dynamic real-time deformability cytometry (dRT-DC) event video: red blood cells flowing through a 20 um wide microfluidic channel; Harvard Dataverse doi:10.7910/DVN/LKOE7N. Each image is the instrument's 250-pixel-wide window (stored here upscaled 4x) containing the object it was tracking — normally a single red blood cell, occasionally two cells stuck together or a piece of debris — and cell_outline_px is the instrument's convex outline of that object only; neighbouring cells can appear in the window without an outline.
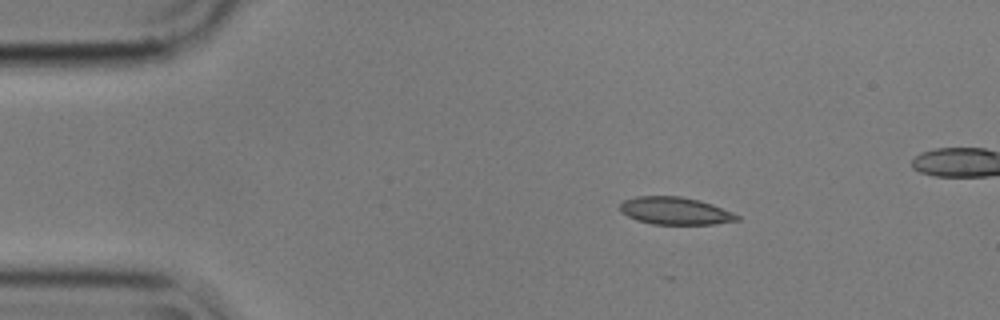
{"species": "common noctule bat (a hibernating species)", "species_latin": "Nyctalus noctula", "temperature_condition": "cold", "stored_images_in_passage": 4, "camera_frame_rate_fps": 3000, "um_per_image_px": 0.085, "animal": {"sex": "male", "body_mass_g": 17.9}, "frame": {"image": 1, "passage_image": 1, "time_ms": 0.0, "image_size_px": [1000, 320], "cell_outline_px": [[740, 220], [716, 224], [652, 224], [636, 220], [620, 212], [620, 204], [624, 200], [636, 196], [680, 196], [700, 200], [712, 204], [732, 212], [740, 216]], "centroid_in_image_um": [57.39, 17.92], "position_along_channel_um": 27.6, "area_um2": 18.84}}